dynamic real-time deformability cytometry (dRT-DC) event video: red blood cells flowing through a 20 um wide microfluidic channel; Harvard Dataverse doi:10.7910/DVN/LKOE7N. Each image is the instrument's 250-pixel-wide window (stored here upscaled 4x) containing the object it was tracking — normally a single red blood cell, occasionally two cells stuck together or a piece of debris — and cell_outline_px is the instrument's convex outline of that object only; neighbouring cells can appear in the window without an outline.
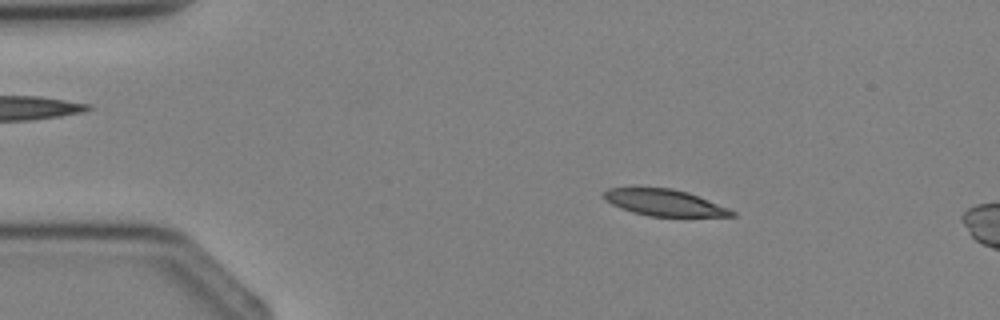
{"species": "Egyptian fruit bat (a non-hibernating species)", "species_latin": "Rousettus aegyptiacus", "temperature_condition": "cold", "stored_images_in_passage": 2, "camera_frame_rate_fps": 3000, "um_per_image_px": 0.085, "animal": {"sex": "female"}, "frame": {"image": 1, "passage_image": 1, "time_ms": 0.0, "image_size_px": [1000, 320], "cell_outline_px": [[736, 216], [648, 216], [632, 212], [620, 208], [612, 204], [604, 196], [604, 192], [608, 188], [672, 188], [688, 192], [728, 208], [736, 212]], "centroid_in_image_um": [56.49, 17.23], "position_along_channel_um": 28.5, "area_um2": 19.42}}